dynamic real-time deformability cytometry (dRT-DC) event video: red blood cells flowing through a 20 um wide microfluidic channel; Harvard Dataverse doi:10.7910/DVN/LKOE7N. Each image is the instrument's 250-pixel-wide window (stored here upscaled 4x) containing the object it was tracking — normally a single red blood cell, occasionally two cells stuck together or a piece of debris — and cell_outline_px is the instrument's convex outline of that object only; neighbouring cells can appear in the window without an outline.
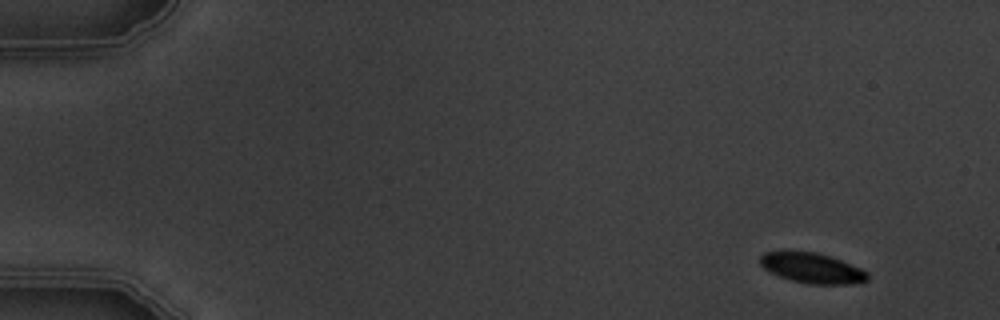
{"species": "common noctule bat (a hibernating species)", "species_latin": "Nyctalus noctula", "temperature_condition": "warm", "stored_images_in_passage": 5, "segment_of_instrument_passage": [1, 2], "camera_frame_rate_fps": 3000, "um_per_image_px": 0.085, "animal": {"sex": "male", "body_mass_g": 19.5, "forearm_length_mm": 54.6}, "frame": {"image": 1, "passage_image": 1, "time_ms": 0.0, "image_size_px": [1000, 320], "cell_outline_px": [[868, 280], [852, 284], [808, 284], [792, 280], [780, 276], [764, 268], [760, 264], [760, 256], [764, 252], [816, 252], [840, 260], [860, 268], [868, 272]], "centroid_in_image_um": [69.04, 22.8], "position_along_channel_um": 16.0, "area_um2": 18.55}}
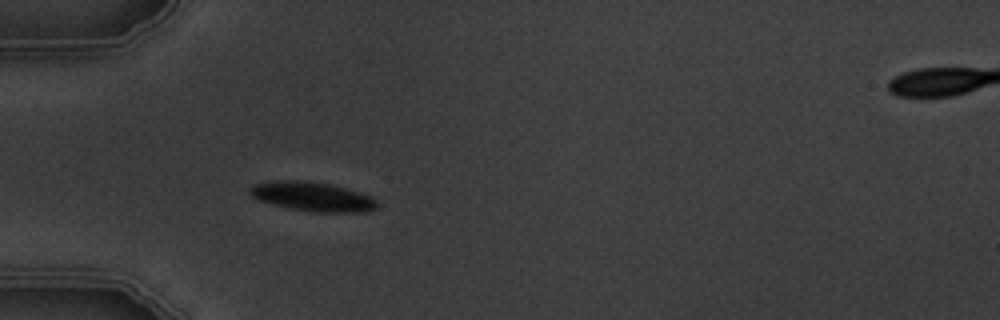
{"frame": {"image": 2, "passage_image": 4, "time_ms": 4.333, "image_size_px": [1000, 320], "cell_outline_px": [[376, 208], [364, 212], [316, 212], [292, 208], [260, 200], [252, 196], [248, 192], [248, 188], [252, 184], [272, 180], [304, 180], [328, 184], [344, 188], [372, 196], [376, 200]], "centroid_in_image_um": [26.53, 16.69], "position_along_channel_um": 58.5, "area_um2": 21.44}}